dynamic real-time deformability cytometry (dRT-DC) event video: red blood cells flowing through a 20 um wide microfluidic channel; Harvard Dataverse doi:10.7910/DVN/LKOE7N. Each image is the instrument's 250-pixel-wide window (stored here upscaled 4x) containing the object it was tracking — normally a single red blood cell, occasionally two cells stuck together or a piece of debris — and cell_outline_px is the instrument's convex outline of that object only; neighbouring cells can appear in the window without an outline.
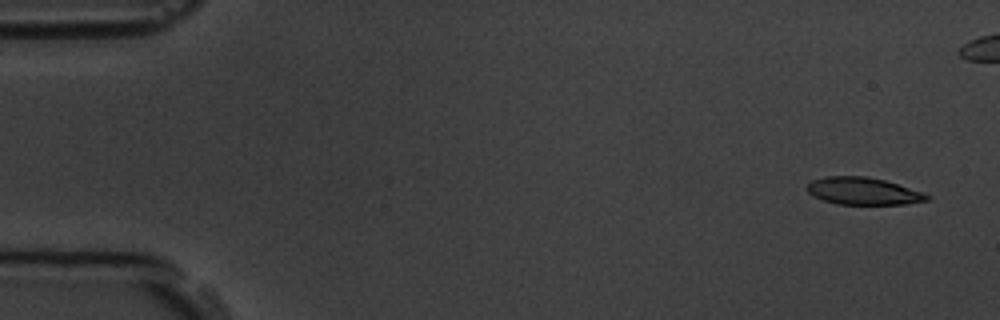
{"species": "common noctule bat (a hibernating species)", "species_latin": "Nyctalus noctula", "temperature_condition": "room temperature", "stored_images_in_passage": 7, "camera_frame_rate_fps": 3000, "um_per_image_px": 0.085, "animal": {"sex": "male", "body_mass_g": 19.5, "forearm_length_mm": 54.6}, "frame": {"image": 1, "passage_image": 1, "time_ms": 0.0, "image_size_px": [1000, 320], "cell_outline_px": [[932, 196], [928, 200], [904, 204], [836, 204], [824, 200], [808, 192], [808, 184], [812, 180], [824, 176], [868, 176], [884, 180]], "centroid_in_image_um": [73.35, 16.24], "position_along_channel_um": 11.6, "area_um2": 18.73}}
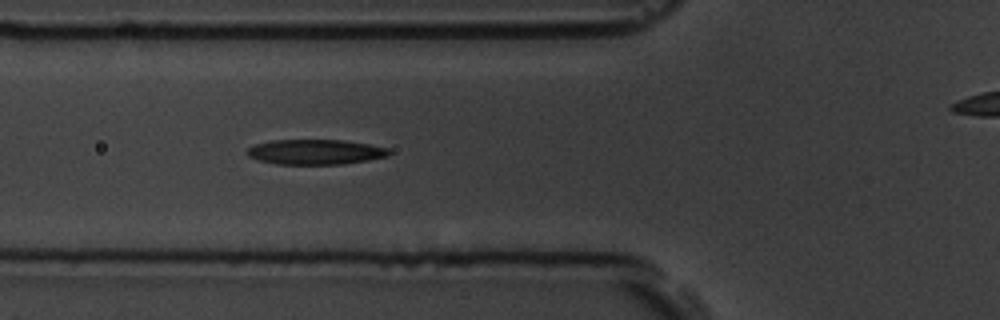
{"frame": {"image": 2, "passage_image": 6, "time_ms": 5.667, "image_size_px": [1000, 320], "cell_outline_px": [[392, 152], [388, 156], [368, 160], [344, 164], [276, 164], [260, 160], [248, 156], [244, 152], [248, 148], [256, 144], [272, 140], [344, 140], [368, 144], [388, 148]], "centroid_in_image_um": [26.81, 12.91], "position_along_channel_um": 99.0, "area_um2": 20.75}}